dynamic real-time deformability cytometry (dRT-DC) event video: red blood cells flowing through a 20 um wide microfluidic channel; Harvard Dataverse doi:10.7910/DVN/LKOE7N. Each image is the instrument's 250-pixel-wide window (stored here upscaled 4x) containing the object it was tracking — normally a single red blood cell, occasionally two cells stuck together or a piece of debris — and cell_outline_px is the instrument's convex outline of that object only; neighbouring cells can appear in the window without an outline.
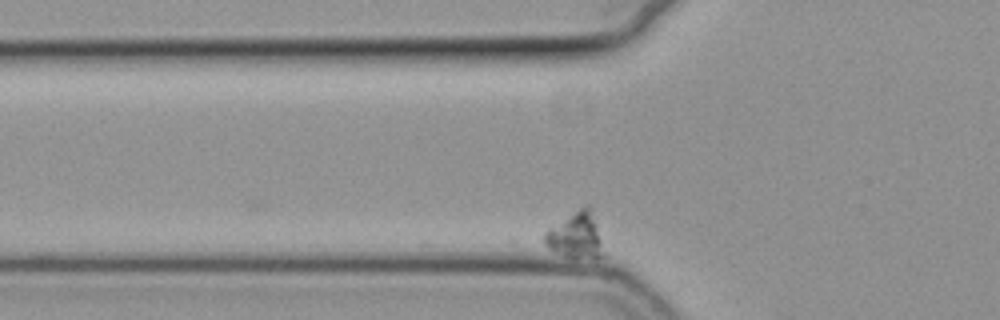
{"species": "common noctule bat (a hibernating species)", "species_latin": "Nyctalus noctula", "temperature_condition": "cold", "stored_images_in_passage": 37, "camera_frame_rate_fps": 3000, "um_per_image_px": 0.085, "animal": {"sex": "female", "body_mass_g": 19.3, "forearm_length_mm": 54.1}, "frame": {"image": 1, "passage_image": 4, "time_ms": 1.0, "image_size_px": [1000, 320], "cell_outline_px": [[604, 256], [564, 256], [548, 248], [544, 244], [544, 232], [548, 228], [584, 204], [588, 204], [592, 208], [604, 252]], "centroid_in_image_um": [48.92, 19.95], "position_along_channel_um": 76.9, "area_um2": 15.61}}
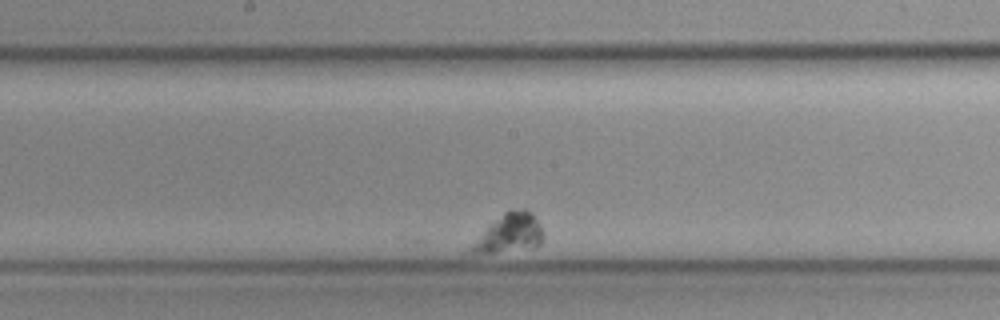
{"frame": {"image": 2, "passage_image": 19, "time_ms": 6.0, "image_size_px": [1000, 320], "cell_outline_px": [[544, 240], [540, 244], [496, 252], [464, 252], [504, 212], [520, 208], [524, 208], [532, 212], [540, 224], [544, 232]], "centroid_in_image_um": [43.36, 19.79], "position_along_channel_um": 204.8, "area_um2": 15.43}}
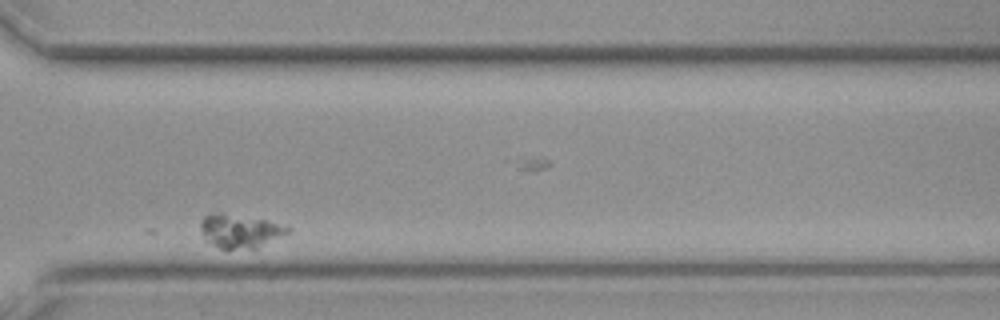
{"frame": {"image": 3, "passage_image": 34, "time_ms": 11.0, "image_size_px": [1000, 320], "cell_outline_px": [[292, 232], [256, 248], [224, 252], [204, 240], [200, 232], [200, 220], [208, 212], [220, 212], [264, 220], [292, 228]], "centroid_in_image_um": [20.32, 19.67], "position_along_channel_um": 350.3, "area_um2": 17.74}}